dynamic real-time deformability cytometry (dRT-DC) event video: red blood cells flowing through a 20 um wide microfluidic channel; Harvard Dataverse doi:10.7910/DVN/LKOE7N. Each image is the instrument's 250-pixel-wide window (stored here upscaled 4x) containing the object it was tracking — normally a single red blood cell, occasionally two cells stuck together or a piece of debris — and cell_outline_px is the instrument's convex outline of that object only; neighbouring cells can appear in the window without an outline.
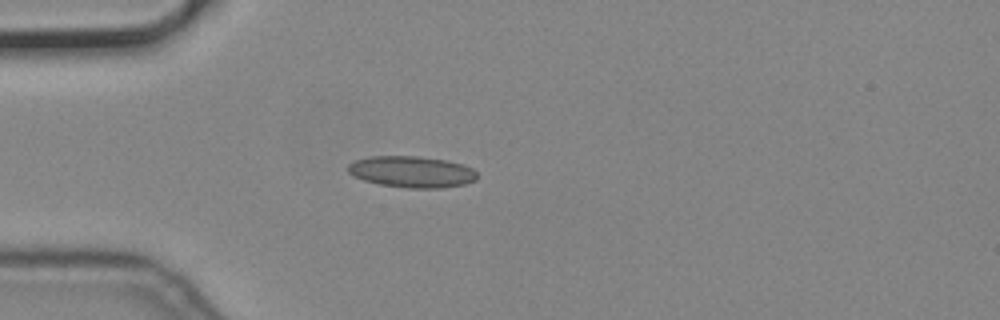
{"species": "common noctule bat (a hibernating species)", "species_latin": "Nyctalus noctula", "temperature_condition": "cold", "stored_images_in_passage": 40, "camera_frame_rate_fps": 3000, "um_per_image_px": 0.085, "animal": {"sex": "male", "body_mass_g": 19.2, "forearm_length_mm": 51.8}, "frame": {"image": 1, "passage_image": 3, "time_ms": 0.667, "image_size_px": [1000, 320], "cell_outline_px": [[476, 180], [464, 184], [440, 188], [408, 188], [380, 184], [364, 180], [348, 172], [348, 164], [356, 160], [368, 156], [420, 156], [448, 160], [464, 164], [472, 168], [476, 172]], "centroid_in_image_um": [35.02, 14.59], "position_along_channel_um": 50.0, "area_um2": 23.64}}
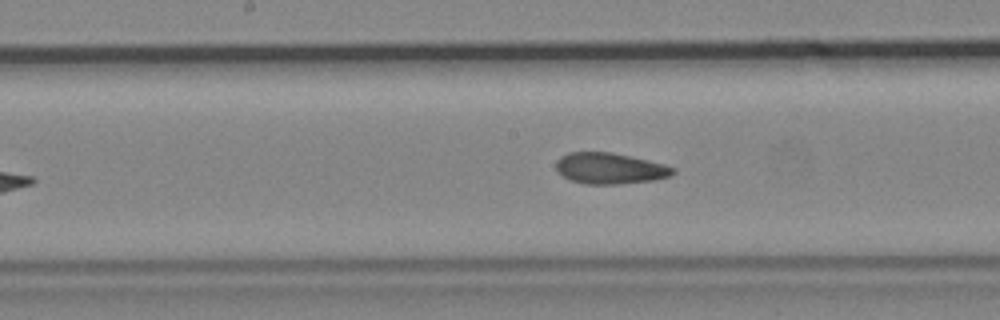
{"frame": {"image": 2, "passage_image": 16, "time_ms": 5.0, "image_size_px": [1000, 320], "cell_outline_px": [[676, 172], [672, 176], [652, 180], [616, 184], [584, 184], [568, 180], [556, 168], [556, 160], [560, 156], [568, 152], [612, 152], [632, 156], [664, 164], [676, 168]], "centroid_in_image_um": [51.85, 14.3], "position_along_channel_um": 196.4, "area_um2": 21.33}}
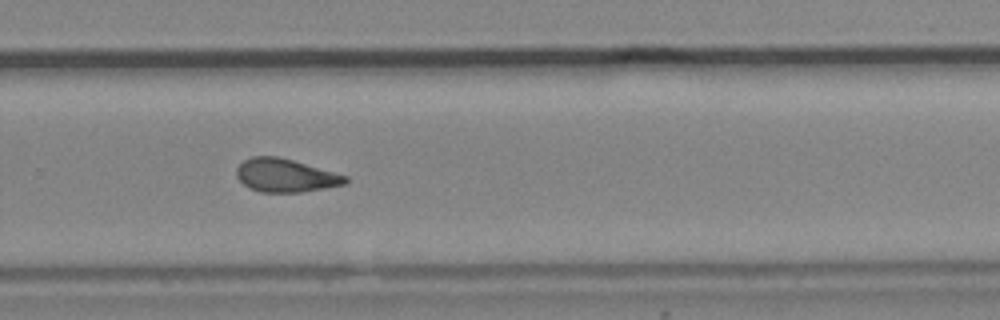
{"frame": {"image": 3, "passage_image": 25, "time_ms": 8.0, "image_size_px": [1000, 320], "cell_outline_px": [[348, 180], [344, 184], [324, 188], [300, 192], [260, 192], [248, 188], [236, 176], [236, 168], [244, 160], [252, 156], [280, 156], [348, 176]], "centroid_in_image_um": [24.24, 14.9], "position_along_channel_um": 305.6, "area_um2": 21.1}}